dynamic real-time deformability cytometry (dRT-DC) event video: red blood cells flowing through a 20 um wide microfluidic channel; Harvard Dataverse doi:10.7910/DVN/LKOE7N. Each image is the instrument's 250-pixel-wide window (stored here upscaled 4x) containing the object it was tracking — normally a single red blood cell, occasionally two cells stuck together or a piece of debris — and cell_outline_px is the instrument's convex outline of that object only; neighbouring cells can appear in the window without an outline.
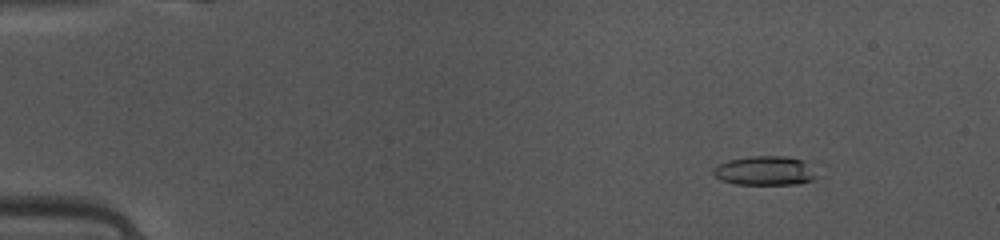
{"species": "common noctule bat (a hibernating species)", "species_latin": "Nyctalus noctula", "temperature_condition": "warm", "stored_images_in_passage": 48, "camera_frame_rate_fps": 3000, "um_per_image_px": 0.085, "animal": {"sex": "female", "body_mass_g": 10.0, "forearm_length_mm": 53.1}, "frame": {"image": 1, "passage_image": 6, "time_ms": 1.667, "image_size_px": [1000, 240], "cell_outline_px": [[820, 176], [812, 180], [800, 184], [736, 184], [720, 180], [712, 172], [712, 168], [716, 164], [728, 160], [748, 156], [788, 156], [800, 160]], "centroid_in_image_um": [64.97, 14.51], "position_along_channel_um": 20.0, "area_um2": 17.63}}
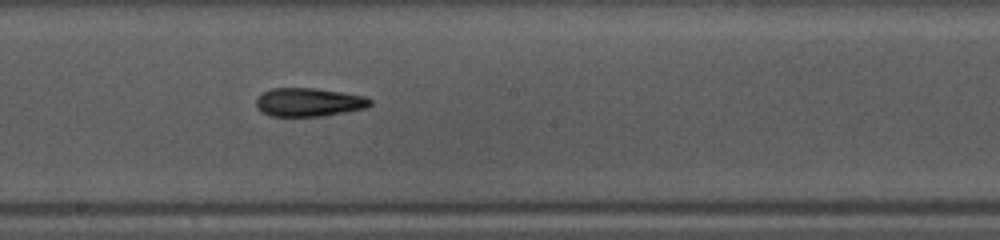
{"frame": {"image": 2, "passage_image": 27, "time_ms": 8.667, "image_size_px": [1000, 240], "cell_outline_px": [[372, 104], [364, 108], [344, 112], [320, 116], [272, 116], [260, 112], [256, 108], [256, 100], [264, 92], [272, 88], [316, 88], [364, 96], [372, 100]], "centroid_in_image_um": [26.22, 8.69], "position_along_channel_um": 222.0, "area_um2": 18.79}}
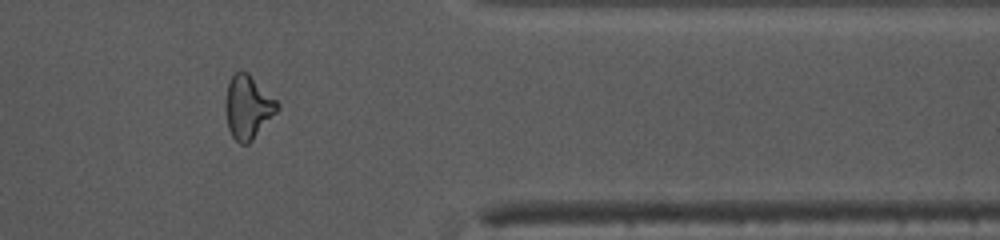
{"frame": {"image": 3, "passage_image": 40, "time_ms": 13.0, "image_size_px": [1000, 240], "cell_outline_px": [[280, 108], [252, 140], [248, 144], [240, 144], [232, 136], [228, 128], [224, 104], [228, 84], [232, 76], [236, 72], [248, 72], [280, 104]], "centroid_in_image_um": [21.06, 9.11], "position_along_channel_um": 390.3, "area_um2": 19.02}, "authors_computed_cell_mechanics": {"area_um2": 18.7561, "velocity_mm_per_s": 4.1708, "shape_relaxation_time_tau1_ms": 9.2465, "shape_relaxation_time_tau2_ms": 2.3253, "deformation_change_tau1": 0.2185, "deformation_change_tau2": 0.1097}}